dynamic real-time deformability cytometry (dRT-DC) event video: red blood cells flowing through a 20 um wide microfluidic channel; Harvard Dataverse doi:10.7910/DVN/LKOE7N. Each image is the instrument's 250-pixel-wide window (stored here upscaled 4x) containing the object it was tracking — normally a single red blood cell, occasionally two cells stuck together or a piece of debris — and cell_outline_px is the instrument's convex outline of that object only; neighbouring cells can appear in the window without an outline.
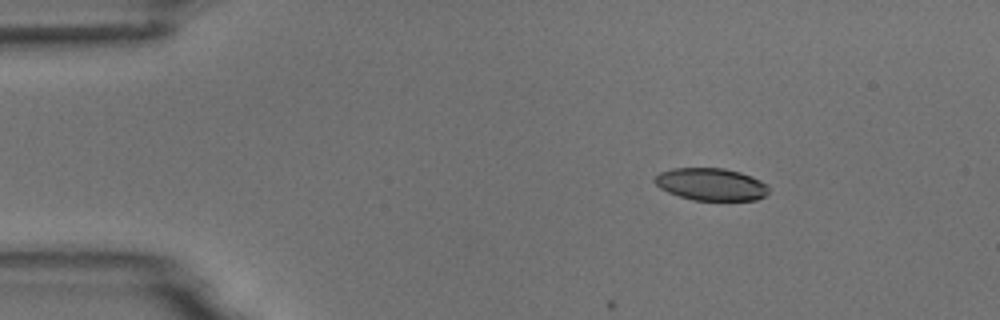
{"species": "common noctule bat (a hibernating species)", "species_latin": "Nyctalus noctula", "temperature_condition": "room temperature", "stored_images_in_passage": 5, "camera_frame_rate_fps": 3000, "um_per_image_px": 0.085, "animal": {"sex": "male", "body_mass_g": 18.8}, "frame": {"image": 1, "passage_image": 1, "time_ms": 0.0, "image_size_px": [1000, 320], "cell_outline_px": [[768, 192], [764, 196], [756, 200], [692, 200], [668, 192], [660, 188], [652, 180], [660, 172], [672, 168], [724, 168], [740, 172], [752, 176], [768, 184]], "centroid_in_image_um": [60.44, 15.66], "position_along_channel_um": 24.6, "area_um2": 21.56}}